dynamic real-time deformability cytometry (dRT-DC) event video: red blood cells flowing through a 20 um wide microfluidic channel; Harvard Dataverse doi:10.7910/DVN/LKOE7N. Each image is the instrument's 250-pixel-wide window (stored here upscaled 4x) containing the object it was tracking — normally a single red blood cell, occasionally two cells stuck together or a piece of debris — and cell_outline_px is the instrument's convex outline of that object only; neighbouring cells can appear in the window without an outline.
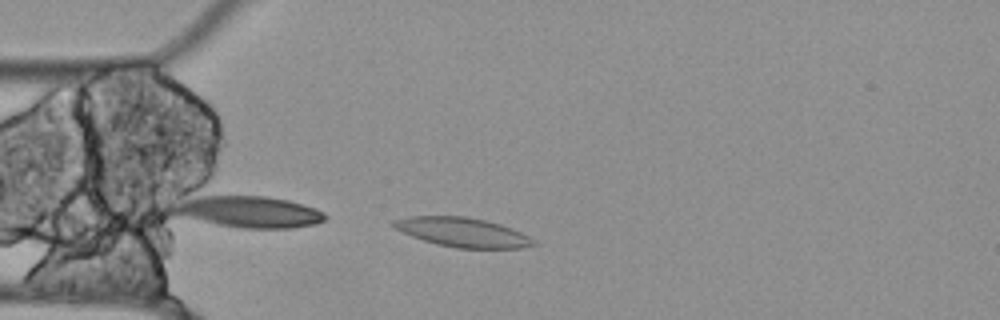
{"species": "Egyptian fruit bat (a non-hibernating species)", "species_latin": "Rousettus aegyptiacus", "temperature_condition": "cold", "stored_images_in_passage": 35, "camera_frame_rate_fps": 3000, "um_per_image_px": 0.085, "animal": {"sex": "female"}, "frame": {"image": 1, "passage_image": 1, "time_ms": 0.0, "image_size_px": [1000, 320], "cell_outline_px": [[540, 244], [520, 248], [456, 248], [436, 244], [412, 236], [396, 228], [392, 224], [392, 220], [412, 216], [464, 216], [484, 220], [500, 224], [520, 232], [536, 240]], "centroid_in_image_um": [39.36, 19.75], "position_along_channel_um": 45.6, "area_um2": 23.7}}
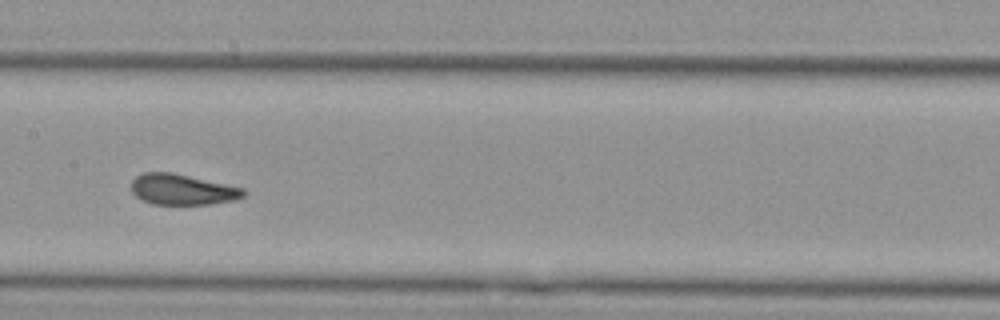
{"frame": {"image": 2, "passage_image": 14, "time_ms": 4.333, "image_size_px": [1000, 320], "cell_outline_px": [[244, 196], [232, 200], [208, 204], [152, 204], [136, 196], [132, 192], [132, 180], [136, 176], [144, 172], [172, 172], [244, 188]], "centroid_in_image_um": [15.47, 16.1], "position_along_channel_um": 191.9, "area_um2": 19.83}}
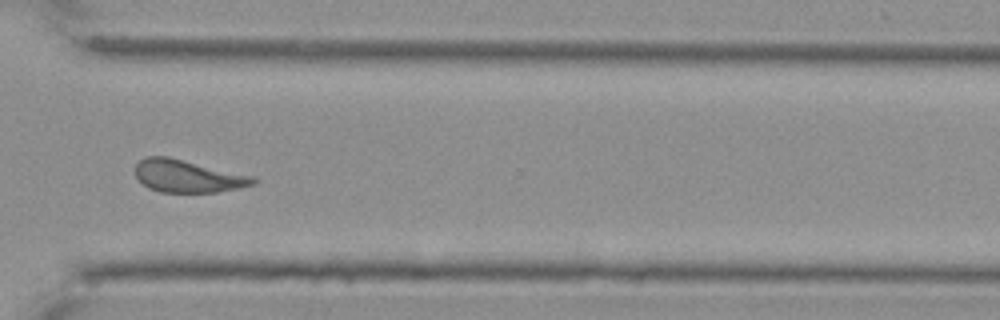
{"frame": {"image": 3, "passage_image": 28, "time_ms": 9.0, "image_size_px": [1000, 320], "cell_outline_px": [[256, 184], [216, 192], [160, 192], [148, 188], [136, 176], [136, 164], [144, 156], [168, 156], [252, 176], [256, 180]], "centroid_in_image_um": [15.92, 14.96], "position_along_channel_um": 354.7, "area_um2": 22.08}}